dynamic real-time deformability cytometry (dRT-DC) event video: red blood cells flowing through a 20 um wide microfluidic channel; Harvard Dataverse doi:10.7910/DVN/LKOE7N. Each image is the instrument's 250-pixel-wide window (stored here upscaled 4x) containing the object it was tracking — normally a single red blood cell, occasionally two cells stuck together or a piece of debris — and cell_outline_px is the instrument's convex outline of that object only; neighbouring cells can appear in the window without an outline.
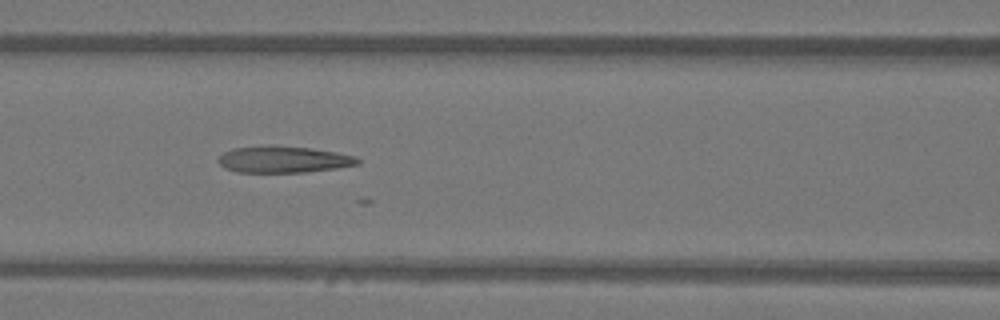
{"species": "Egyptian fruit bat (a non-hibernating species)", "species_latin": "Rousettus aegyptiacus", "temperature_condition": "warm", "stored_images_in_passage": 20, "camera_frame_rate_fps": 3000, "um_per_image_px": 0.085, "animal": {"sex": "female"}, "frame": {"image": 1, "passage_image": 8, "time_ms": 2.333, "image_size_px": [1000, 320], "cell_outline_px": [[360, 164], [336, 168], [308, 172], [236, 172], [224, 168], [216, 160], [224, 152], [232, 148], [268, 144], [272, 144], [312, 148], [336, 152], [356, 156], [360, 160]], "centroid_in_image_um": [24.08, 13.53], "position_along_channel_um": 142.5, "area_um2": 22.02}}
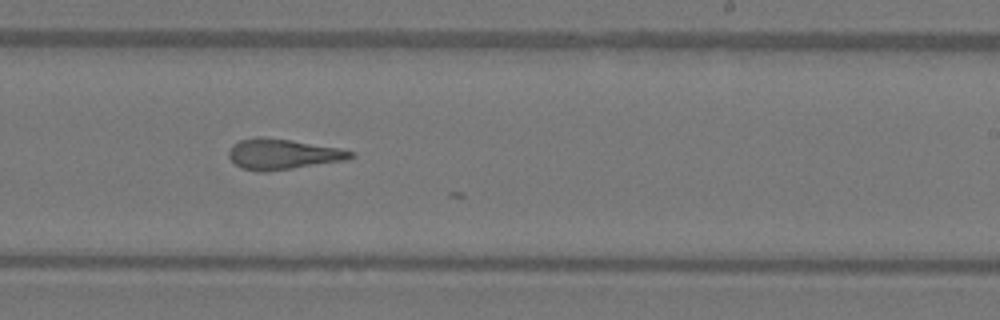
{"frame": {"image": 2, "passage_image": 17, "time_ms": 5.333, "image_size_px": [1000, 320], "cell_outline_px": [[356, 156], [348, 160], [268, 172], [256, 172], [240, 168], [228, 156], [228, 152], [232, 144], [240, 140], [256, 136], [260, 136], [292, 140], [340, 148], [356, 152]], "centroid_in_image_um": [24.05, 13.11], "position_along_channel_um": 264.9, "area_um2": 22.14}}